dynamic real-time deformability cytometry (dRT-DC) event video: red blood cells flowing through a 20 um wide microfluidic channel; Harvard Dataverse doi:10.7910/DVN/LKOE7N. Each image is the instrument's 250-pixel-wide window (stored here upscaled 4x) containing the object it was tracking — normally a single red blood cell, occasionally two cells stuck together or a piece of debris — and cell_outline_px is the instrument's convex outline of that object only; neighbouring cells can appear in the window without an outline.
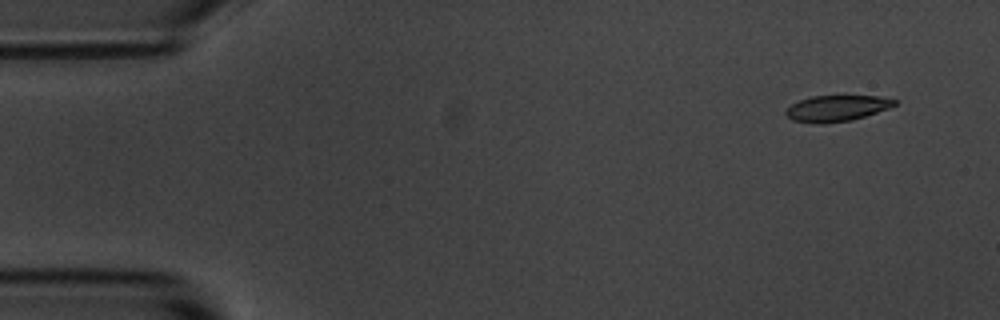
{"species": "common noctule bat (a hibernating species)", "species_latin": "Nyctalus noctula", "temperature_condition": "room temperature", "stored_images_in_passage": 6, "camera_frame_rate_fps": 3000, "um_per_image_px": 0.085, "animal": {"sex": "male", "body_mass_g": 20.1, "forearm_length_mm": 53.5}, "frame": {"image": 1, "passage_image": 1, "time_ms": 0.0, "image_size_px": [1000, 320], "cell_outline_px": [[896, 104], [888, 108], [852, 120], [820, 124], [816, 124], [792, 120], [784, 112], [792, 104], [800, 100], [812, 96], [880, 96], [896, 100]], "centroid_in_image_um": [71.1, 9.21], "position_along_channel_um": 13.9, "area_um2": 16.3}}
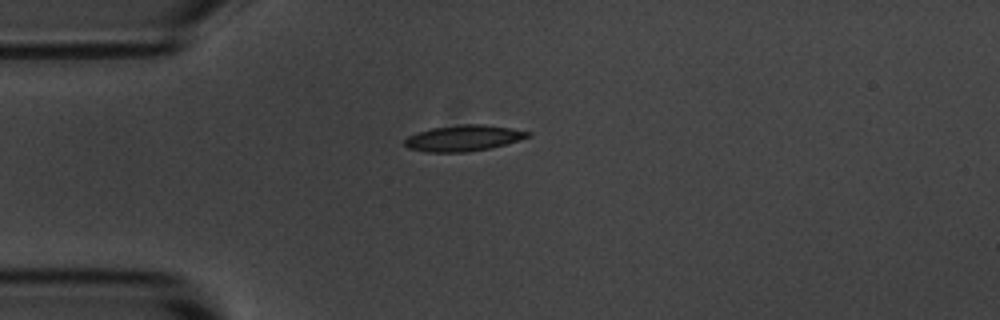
{"frame": {"image": 2, "passage_image": 4, "time_ms": 3.333, "image_size_px": [1000, 320], "cell_outline_px": [[532, 136], [520, 140], [492, 148], [464, 152], [428, 152], [408, 148], [404, 144], [404, 140], [408, 136], [432, 128], [460, 124], [480, 124], [508, 128], [532, 132]], "centroid_in_image_um": [39.42, 11.74], "position_along_channel_um": 45.6, "area_um2": 18.55}}
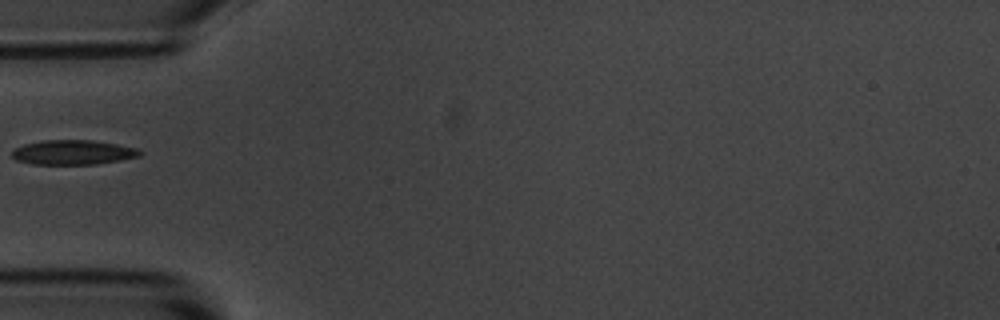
{"frame": {"image": 3, "passage_image": 5, "time_ms": 4.667, "image_size_px": [1000, 320], "cell_outline_px": [[144, 152], [140, 156], [120, 160], [96, 164], [32, 164], [16, 160], [12, 156], [12, 148], [24, 144], [44, 140], [92, 140], [116, 144], [136, 148]], "centroid_in_image_um": [6.19, 12.95], "position_along_channel_um": 78.8, "area_um2": 18.38}}